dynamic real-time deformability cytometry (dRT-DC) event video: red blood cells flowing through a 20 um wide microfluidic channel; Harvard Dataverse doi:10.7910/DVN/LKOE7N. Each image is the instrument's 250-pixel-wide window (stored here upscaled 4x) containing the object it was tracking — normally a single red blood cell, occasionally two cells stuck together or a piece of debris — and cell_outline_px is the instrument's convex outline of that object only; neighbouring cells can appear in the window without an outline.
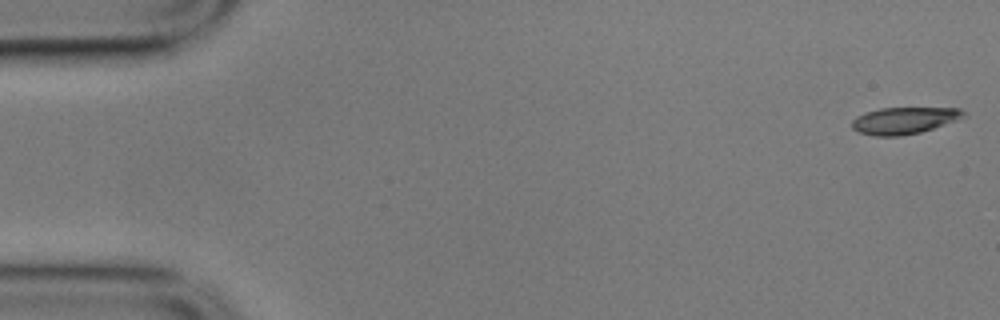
{"species": "common noctule bat (a hibernating species)", "species_latin": "Nyctalus noctula", "temperature_condition": "cold", "stored_images_in_passage": 56, "camera_frame_rate_fps": 3000, "um_per_image_px": 0.085, "animal": {"sex": "male", "body_mass_g": 17.9}, "frame": {"image": 1, "passage_image": 1, "time_ms": 0.0, "image_size_px": [1000, 320], "cell_outline_px": [[968, 116], [920, 132], [900, 136], [876, 136], [860, 132], [852, 128], [852, 120], [856, 116], [864, 112], [880, 108], [960, 108]], "centroid_in_image_um": [76.83, 10.23], "position_along_channel_um": 8.2, "area_um2": 17.34}}
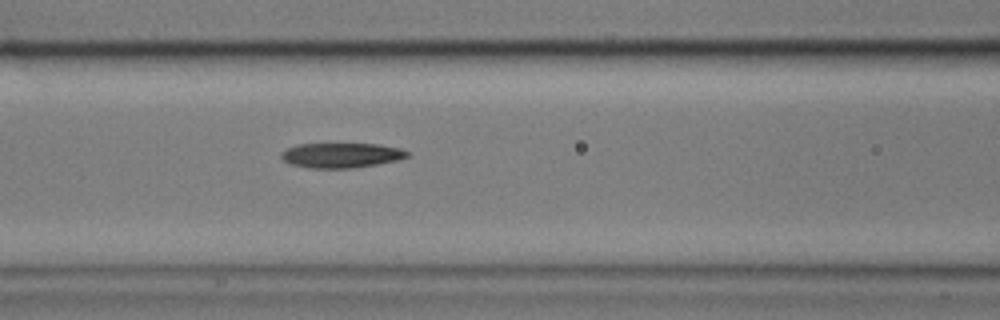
{"frame": {"image": 2, "passage_image": 23, "time_ms": 7.333, "image_size_px": [1000, 320], "cell_outline_px": [[412, 152], [408, 156], [396, 160], [376, 164], [352, 168], [308, 168], [292, 164], [284, 160], [280, 156], [280, 152], [296, 144], [380, 144], [400, 148]], "centroid_in_image_um": [29.01, 13.19], "position_along_channel_um": 137.6, "area_um2": 18.26}}
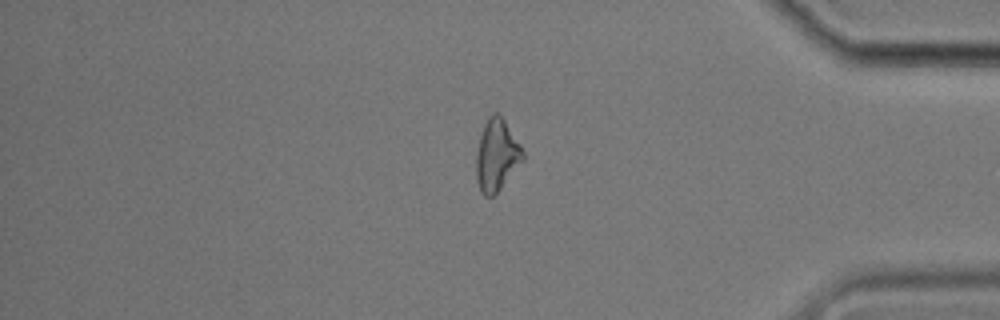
{"frame": {"image": 3, "passage_image": 47, "time_ms": 15.333, "image_size_px": [1000, 320], "cell_outline_px": [[524, 160], [500, 188], [492, 196], [484, 196], [480, 192], [476, 180], [476, 156], [480, 136], [484, 124], [488, 116], [492, 112], [496, 112], [504, 120], [520, 144], [524, 152]], "centroid_in_image_um": [42.21, 13.19], "position_along_channel_um": 393.0, "area_um2": 19.36}, "authors_computed_cell_mechanics": {"area_um2": 18.6983, "velocity_mm_per_s": 3.5265, "shape_relaxation_time_tau1_ms": 9.5331, "shape_relaxation_time_tau2_ms": null, "deformation_change_tau1": 0.242, "deformation_change_tau2": null}}